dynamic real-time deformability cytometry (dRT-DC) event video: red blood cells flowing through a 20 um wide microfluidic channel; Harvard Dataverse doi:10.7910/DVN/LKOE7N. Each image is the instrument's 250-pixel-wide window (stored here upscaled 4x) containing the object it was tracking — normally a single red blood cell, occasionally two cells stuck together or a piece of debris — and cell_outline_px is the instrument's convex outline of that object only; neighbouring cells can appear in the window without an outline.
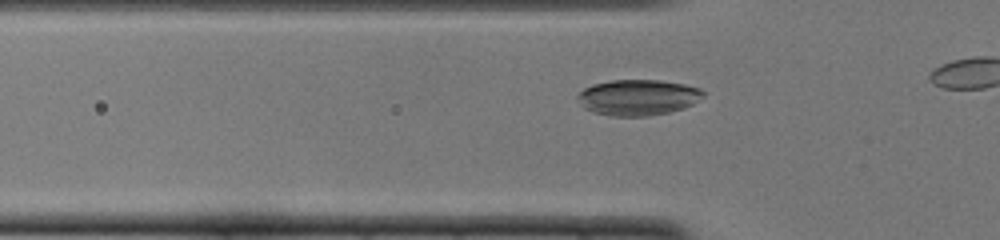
{"species": "common noctule bat (a hibernating species)", "species_latin": "Nyctalus noctula", "temperature_condition": "cold", "stored_images_in_passage": 10, "camera_frame_rate_fps": 3000, "um_per_image_px": 0.085, "animal": {"sex": "female", "body_mass_g": 22.0, "forearm_length_mm": 56.7}, "frame": {"image": 1, "passage_image": 7, "time_ms": 2.0, "image_size_px": [1000, 240], "cell_outline_px": [[704, 96], [692, 104], [684, 108], [668, 112], [648, 116], [612, 116], [592, 112], [584, 108], [576, 100], [576, 96], [584, 88], [592, 84], [612, 80], [660, 80], [684, 84], [700, 88], [704, 92]], "centroid_in_image_um": [54.19, 8.28], "position_along_channel_um": 71.6, "area_um2": 26.36}}